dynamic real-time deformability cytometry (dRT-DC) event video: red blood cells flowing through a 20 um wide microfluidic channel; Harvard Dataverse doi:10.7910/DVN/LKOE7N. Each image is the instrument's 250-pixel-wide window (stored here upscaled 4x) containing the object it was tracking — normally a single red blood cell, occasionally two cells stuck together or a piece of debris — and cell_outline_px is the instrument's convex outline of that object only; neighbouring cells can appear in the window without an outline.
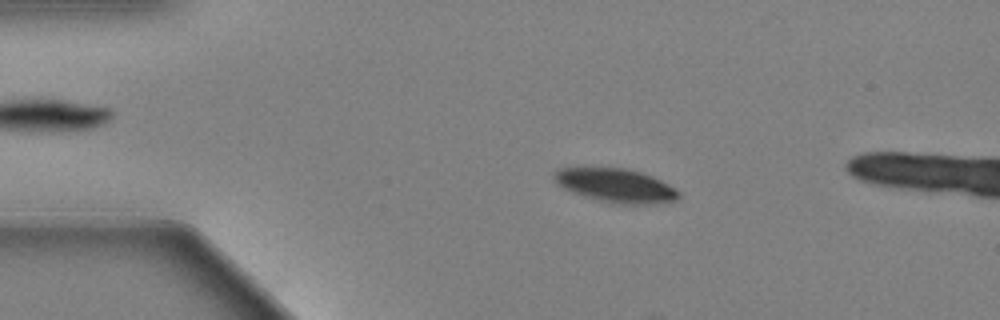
{"species": "Egyptian fruit bat (a non-hibernating species)", "species_latin": "Rousettus aegyptiacus", "temperature_condition": "warm", "stored_images_in_passage": 17, "camera_frame_rate_fps": 3000, "um_per_image_px": 0.085, "animal": {"sex": "female"}, "frame": {"image": 1, "passage_image": 12, "time_ms": 3.667, "image_size_px": [1000, 320], "cell_outline_px": [[680, 196], [676, 200], [648, 204], [616, 204], [584, 196], [564, 188], [552, 176], [552, 172], [560, 168], [624, 168], [640, 172], [652, 176], [660, 180], [680, 192]], "centroid_in_image_um": [52.34, 15.76], "position_along_channel_um": 32.7, "area_um2": 24.1}}